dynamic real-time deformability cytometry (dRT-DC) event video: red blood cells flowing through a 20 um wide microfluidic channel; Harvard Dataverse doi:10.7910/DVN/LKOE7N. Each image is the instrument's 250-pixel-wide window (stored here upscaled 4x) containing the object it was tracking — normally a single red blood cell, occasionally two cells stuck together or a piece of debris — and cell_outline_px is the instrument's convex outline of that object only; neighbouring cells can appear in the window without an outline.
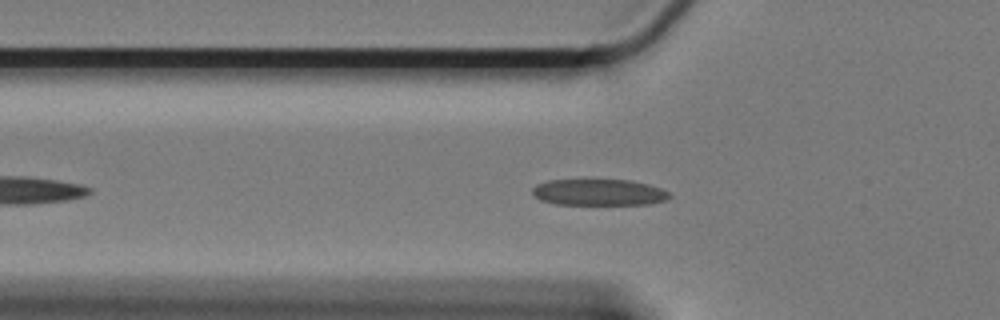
{"species": "Egyptian fruit bat (a non-hibernating species)", "species_latin": "Rousettus aegyptiacus", "temperature_condition": "cold", "stored_images_in_passage": 46, "camera_frame_rate_fps": 3000, "um_per_image_px": 0.085, "animal": {"sex": "female"}, "frame": {"image": 1, "passage_image": 10, "time_ms": 3.0, "image_size_px": [1000, 320], "cell_outline_px": [[672, 196], [664, 200], [648, 204], [556, 204], [540, 200], [532, 196], [532, 188], [536, 184], [548, 180], [628, 180], [648, 184], [660, 188], [668, 192]], "centroid_in_image_um": [50.85, 16.34], "position_along_channel_um": 75.0, "area_um2": 20.98}}
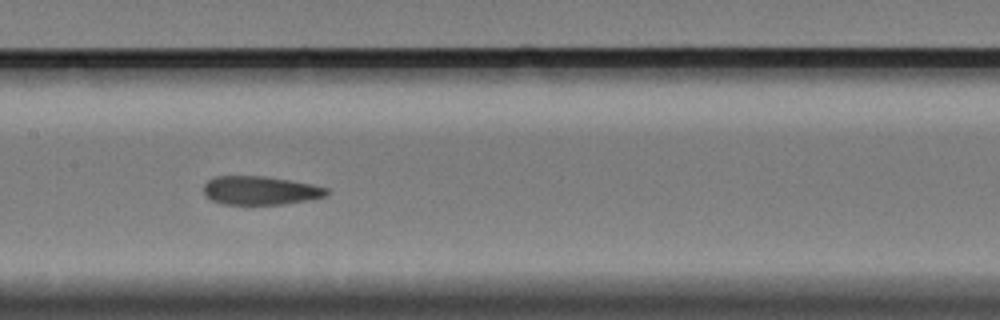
{"frame": {"image": 2, "passage_image": 20, "time_ms": 6.333, "image_size_px": [1000, 320], "cell_outline_px": [[328, 192], [324, 196], [312, 200], [284, 204], [224, 204], [212, 200], [204, 196], [204, 184], [208, 180], [216, 176], [264, 176], [312, 184], [328, 188]], "centroid_in_image_um": [22.12, 16.19], "position_along_channel_um": 185.3, "area_um2": 20.52}}
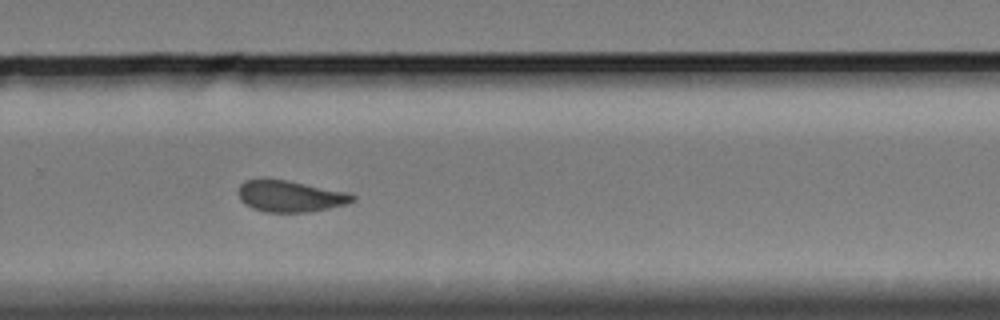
{"frame": {"image": 3, "passage_image": 31, "time_ms": 10.0, "image_size_px": [1000, 320], "cell_outline_px": [[356, 200], [348, 204], [312, 212], [264, 212], [252, 208], [244, 204], [240, 200], [240, 184], [244, 180], [260, 176], [264, 176], [288, 180], [352, 192], [356, 196]], "centroid_in_image_um": [24.7, 16.64], "position_along_channel_um": 305.1, "area_um2": 21.85}, "authors_computed_cell_mechanics": {"area_um2": 21.4438, "velocity_mm_per_s": 3.2751, "shape_relaxation_time_tau1_ms": null, "shape_relaxation_time_tau2_ms": 2.9829, "deformation_change_tau1": null, "deformation_change_tau2": 0.1074}}